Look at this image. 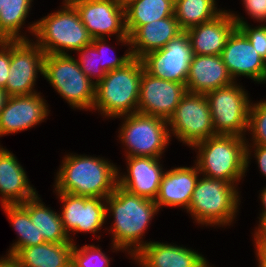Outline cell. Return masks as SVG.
<instances>
[{
    "instance_id": "40",
    "label": "cell",
    "mask_w": 266,
    "mask_h": 267,
    "mask_svg": "<svg viewBox=\"0 0 266 267\" xmlns=\"http://www.w3.org/2000/svg\"><path fill=\"white\" fill-rule=\"evenodd\" d=\"M261 202L263 205V209H262V214H260V221H259V226L255 232V234L266 224V187L264 188V190L261 192Z\"/></svg>"
},
{
    "instance_id": "7",
    "label": "cell",
    "mask_w": 266,
    "mask_h": 267,
    "mask_svg": "<svg viewBox=\"0 0 266 267\" xmlns=\"http://www.w3.org/2000/svg\"><path fill=\"white\" fill-rule=\"evenodd\" d=\"M43 76L73 108L93 109L95 84L69 54L45 55Z\"/></svg>"
},
{
    "instance_id": "37",
    "label": "cell",
    "mask_w": 266,
    "mask_h": 267,
    "mask_svg": "<svg viewBox=\"0 0 266 267\" xmlns=\"http://www.w3.org/2000/svg\"><path fill=\"white\" fill-rule=\"evenodd\" d=\"M243 4L253 19L266 22V0H246Z\"/></svg>"
},
{
    "instance_id": "5",
    "label": "cell",
    "mask_w": 266,
    "mask_h": 267,
    "mask_svg": "<svg viewBox=\"0 0 266 267\" xmlns=\"http://www.w3.org/2000/svg\"><path fill=\"white\" fill-rule=\"evenodd\" d=\"M64 1L63 9L45 16L29 27L37 38L36 44L45 55L68 54L65 49L78 52L92 42L78 11L68 0Z\"/></svg>"
},
{
    "instance_id": "29",
    "label": "cell",
    "mask_w": 266,
    "mask_h": 267,
    "mask_svg": "<svg viewBox=\"0 0 266 267\" xmlns=\"http://www.w3.org/2000/svg\"><path fill=\"white\" fill-rule=\"evenodd\" d=\"M19 240L12 245L7 255H15L21 248L42 244L45 240H38V230L32 224L28 211L21 204L2 205Z\"/></svg>"
},
{
    "instance_id": "23",
    "label": "cell",
    "mask_w": 266,
    "mask_h": 267,
    "mask_svg": "<svg viewBox=\"0 0 266 267\" xmlns=\"http://www.w3.org/2000/svg\"><path fill=\"white\" fill-rule=\"evenodd\" d=\"M0 194L2 205L22 204L37 194L14 154L1 147Z\"/></svg>"
},
{
    "instance_id": "39",
    "label": "cell",
    "mask_w": 266,
    "mask_h": 267,
    "mask_svg": "<svg viewBox=\"0 0 266 267\" xmlns=\"http://www.w3.org/2000/svg\"><path fill=\"white\" fill-rule=\"evenodd\" d=\"M254 236L256 252L266 255V224Z\"/></svg>"
},
{
    "instance_id": "20",
    "label": "cell",
    "mask_w": 266,
    "mask_h": 267,
    "mask_svg": "<svg viewBox=\"0 0 266 267\" xmlns=\"http://www.w3.org/2000/svg\"><path fill=\"white\" fill-rule=\"evenodd\" d=\"M235 82L227 71L221 55H193L186 79V90L191 93L208 92Z\"/></svg>"
},
{
    "instance_id": "31",
    "label": "cell",
    "mask_w": 266,
    "mask_h": 267,
    "mask_svg": "<svg viewBox=\"0 0 266 267\" xmlns=\"http://www.w3.org/2000/svg\"><path fill=\"white\" fill-rule=\"evenodd\" d=\"M110 262L101 249L95 245L77 248L73 244L72 267H109Z\"/></svg>"
},
{
    "instance_id": "27",
    "label": "cell",
    "mask_w": 266,
    "mask_h": 267,
    "mask_svg": "<svg viewBox=\"0 0 266 267\" xmlns=\"http://www.w3.org/2000/svg\"><path fill=\"white\" fill-rule=\"evenodd\" d=\"M175 0H136L125 9V26L129 37L142 25L174 16Z\"/></svg>"
},
{
    "instance_id": "41",
    "label": "cell",
    "mask_w": 266,
    "mask_h": 267,
    "mask_svg": "<svg viewBox=\"0 0 266 267\" xmlns=\"http://www.w3.org/2000/svg\"><path fill=\"white\" fill-rule=\"evenodd\" d=\"M0 267H19V265L13 255H8L0 259Z\"/></svg>"
},
{
    "instance_id": "9",
    "label": "cell",
    "mask_w": 266,
    "mask_h": 267,
    "mask_svg": "<svg viewBox=\"0 0 266 267\" xmlns=\"http://www.w3.org/2000/svg\"><path fill=\"white\" fill-rule=\"evenodd\" d=\"M233 82L205 94L216 134L243 135L248 129L250 100L247 92Z\"/></svg>"
},
{
    "instance_id": "34",
    "label": "cell",
    "mask_w": 266,
    "mask_h": 267,
    "mask_svg": "<svg viewBox=\"0 0 266 267\" xmlns=\"http://www.w3.org/2000/svg\"><path fill=\"white\" fill-rule=\"evenodd\" d=\"M235 16L234 20L237 28L247 37L251 45L256 49L258 55L266 61V26L260 25L255 28H251L246 21L242 18Z\"/></svg>"
},
{
    "instance_id": "8",
    "label": "cell",
    "mask_w": 266,
    "mask_h": 267,
    "mask_svg": "<svg viewBox=\"0 0 266 267\" xmlns=\"http://www.w3.org/2000/svg\"><path fill=\"white\" fill-rule=\"evenodd\" d=\"M123 119L119 139L127 147L126 157H161L171 137L167 120L138 112Z\"/></svg>"
},
{
    "instance_id": "35",
    "label": "cell",
    "mask_w": 266,
    "mask_h": 267,
    "mask_svg": "<svg viewBox=\"0 0 266 267\" xmlns=\"http://www.w3.org/2000/svg\"><path fill=\"white\" fill-rule=\"evenodd\" d=\"M106 38H95L92 39L91 44L96 48L98 54L100 55V59H101V68L107 73L110 72L112 70H115L117 68H121L123 67L125 64H127L132 58V53L130 51V48H128V52L126 54H124V56L122 57H115V58H110L108 59L106 57V50L108 48H110L109 46H106V42H105ZM108 51V50H107ZM105 53V54H104ZM107 59H105V57ZM104 57V58H102Z\"/></svg>"
},
{
    "instance_id": "26",
    "label": "cell",
    "mask_w": 266,
    "mask_h": 267,
    "mask_svg": "<svg viewBox=\"0 0 266 267\" xmlns=\"http://www.w3.org/2000/svg\"><path fill=\"white\" fill-rule=\"evenodd\" d=\"M29 213L32 224L38 230V240L48 243H73L65 232L60 214L46 207L36 194L21 204Z\"/></svg>"
},
{
    "instance_id": "21",
    "label": "cell",
    "mask_w": 266,
    "mask_h": 267,
    "mask_svg": "<svg viewBox=\"0 0 266 267\" xmlns=\"http://www.w3.org/2000/svg\"><path fill=\"white\" fill-rule=\"evenodd\" d=\"M133 259L142 267H212L194 250L151 241Z\"/></svg>"
},
{
    "instance_id": "16",
    "label": "cell",
    "mask_w": 266,
    "mask_h": 267,
    "mask_svg": "<svg viewBox=\"0 0 266 267\" xmlns=\"http://www.w3.org/2000/svg\"><path fill=\"white\" fill-rule=\"evenodd\" d=\"M221 58L228 73L235 77L247 76L256 82L266 81V61L257 53L247 37L236 27L229 35Z\"/></svg>"
},
{
    "instance_id": "24",
    "label": "cell",
    "mask_w": 266,
    "mask_h": 267,
    "mask_svg": "<svg viewBox=\"0 0 266 267\" xmlns=\"http://www.w3.org/2000/svg\"><path fill=\"white\" fill-rule=\"evenodd\" d=\"M182 32L175 16L142 25L130 36L132 56L141 59L150 52L160 50Z\"/></svg>"
},
{
    "instance_id": "10",
    "label": "cell",
    "mask_w": 266,
    "mask_h": 267,
    "mask_svg": "<svg viewBox=\"0 0 266 267\" xmlns=\"http://www.w3.org/2000/svg\"><path fill=\"white\" fill-rule=\"evenodd\" d=\"M167 122L171 127L169 131H172L169 134H174L190 147L217 135L205 94L187 91Z\"/></svg>"
},
{
    "instance_id": "30",
    "label": "cell",
    "mask_w": 266,
    "mask_h": 267,
    "mask_svg": "<svg viewBox=\"0 0 266 267\" xmlns=\"http://www.w3.org/2000/svg\"><path fill=\"white\" fill-rule=\"evenodd\" d=\"M33 0H5L0 11V40H27L19 32ZM24 22V23H23Z\"/></svg>"
},
{
    "instance_id": "11",
    "label": "cell",
    "mask_w": 266,
    "mask_h": 267,
    "mask_svg": "<svg viewBox=\"0 0 266 267\" xmlns=\"http://www.w3.org/2000/svg\"><path fill=\"white\" fill-rule=\"evenodd\" d=\"M78 11L92 39L118 34L121 43L130 45L125 26V9L117 0H68Z\"/></svg>"
},
{
    "instance_id": "14",
    "label": "cell",
    "mask_w": 266,
    "mask_h": 267,
    "mask_svg": "<svg viewBox=\"0 0 266 267\" xmlns=\"http://www.w3.org/2000/svg\"><path fill=\"white\" fill-rule=\"evenodd\" d=\"M186 92L185 84L157 78L143 70L137 112L168 121Z\"/></svg>"
},
{
    "instance_id": "17",
    "label": "cell",
    "mask_w": 266,
    "mask_h": 267,
    "mask_svg": "<svg viewBox=\"0 0 266 267\" xmlns=\"http://www.w3.org/2000/svg\"><path fill=\"white\" fill-rule=\"evenodd\" d=\"M46 102L39 93L9 96L0 113V136L31 128L49 115Z\"/></svg>"
},
{
    "instance_id": "12",
    "label": "cell",
    "mask_w": 266,
    "mask_h": 267,
    "mask_svg": "<svg viewBox=\"0 0 266 267\" xmlns=\"http://www.w3.org/2000/svg\"><path fill=\"white\" fill-rule=\"evenodd\" d=\"M45 53L36 44L27 40H11V60L5 91L9 96L36 93L33 87L37 72L43 74Z\"/></svg>"
},
{
    "instance_id": "42",
    "label": "cell",
    "mask_w": 266,
    "mask_h": 267,
    "mask_svg": "<svg viewBox=\"0 0 266 267\" xmlns=\"http://www.w3.org/2000/svg\"><path fill=\"white\" fill-rule=\"evenodd\" d=\"M9 95L4 88L0 87V113L3 110Z\"/></svg>"
},
{
    "instance_id": "36",
    "label": "cell",
    "mask_w": 266,
    "mask_h": 267,
    "mask_svg": "<svg viewBox=\"0 0 266 267\" xmlns=\"http://www.w3.org/2000/svg\"><path fill=\"white\" fill-rule=\"evenodd\" d=\"M11 60V40H0V87L5 88Z\"/></svg>"
},
{
    "instance_id": "13",
    "label": "cell",
    "mask_w": 266,
    "mask_h": 267,
    "mask_svg": "<svg viewBox=\"0 0 266 267\" xmlns=\"http://www.w3.org/2000/svg\"><path fill=\"white\" fill-rule=\"evenodd\" d=\"M193 52L186 31L173 38L160 50L141 58L144 70L154 77L186 83Z\"/></svg>"
},
{
    "instance_id": "2",
    "label": "cell",
    "mask_w": 266,
    "mask_h": 267,
    "mask_svg": "<svg viewBox=\"0 0 266 267\" xmlns=\"http://www.w3.org/2000/svg\"><path fill=\"white\" fill-rule=\"evenodd\" d=\"M118 172L113 163L103 158L66 155L54 187L57 192L106 199L118 185Z\"/></svg>"
},
{
    "instance_id": "44",
    "label": "cell",
    "mask_w": 266,
    "mask_h": 267,
    "mask_svg": "<svg viewBox=\"0 0 266 267\" xmlns=\"http://www.w3.org/2000/svg\"><path fill=\"white\" fill-rule=\"evenodd\" d=\"M136 0H117V2L123 7L125 8L127 5H129L130 3L134 2Z\"/></svg>"
},
{
    "instance_id": "43",
    "label": "cell",
    "mask_w": 266,
    "mask_h": 267,
    "mask_svg": "<svg viewBox=\"0 0 266 267\" xmlns=\"http://www.w3.org/2000/svg\"><path fill=\"white\" fill-rule=\"evenodd\" d=\"M256 255L258 257V267H266V255L260 254L256 252Z\"/></svg>"
},
{
    "instance_id": "45",
    "label": "cell",
    "mask_w": 266,
    "mask_h": 267,
    "mask_svg": "<svg viewBox=\"0 0 266 267\" xmlns=\"http://www.w3.org/2000/svg\"><path fill=\"white\" fill-rule=\"evenodd\" d=\"M4 1L5 0H0V11H1L2 6H4Z\"/></svg>"
},
{
    "instance_id": "33",
    "label": "cell",
    "mask_w": 266,
    "mask_h": 267,
    "mask_svg": "<svg viewBox=\"0 0 266 267\" xmlns=\"http://www.w3.org/2000/svg\"><path fill=\"white\" fill-rule=\"evenodd\" d=\"M78 51L81 53L80 59H77L80 69L94 84H97L105 77L106 72L101 68V59L96 48L89 44ZM92 76L97 77L95 82L92 80L94 78Z\"/></svg>"
},
{
    "instance_id": "32",
    "label": "cell",
    "mask_w": 266,
    "mask_h": 267,
    "mask_svg": "<svg viewBox=\"0 0 266 267\" xmlns=\"http://www.w3.org/2000/svg\"><path fill=\"white\" fill-rule=\"evenodd\" d=\"M251 131L253 144L266 146V101L250 104L248 132Z\"/></svg>"
},
{
    "instance_id": "6",
    "label": "cell",
    "mask_w": 266,
    "mask_h": 267,
    "mask_svg": "<svg viewBox=\"0 0 266 267\" xmlns=\"http://www.w3.org/2000/svg\"><path fill=\"white\" fill-rule=\"evenodd\" d=\"M235 186L205 176L198 179L187 212L202 225L231 224L240 201Z\"/></svg>"
},
{
    "instance_id": "19",
    "label": "cell",
    "mask_w": 266,
    "mask_h": 267,
    "mask_svg": "<svg viewBox=\"0 0 266 267\" xmlns=\"http://www.w3.org/2000/svg\"><path fill=\"white\" fill-rule=\"evenodd\" d=\"M236 27L233 13L223 10L214 19L186 30L193 55H221L229 35Z\"/></svg>"
},
{
    "instance_id": "18",
    "label": "cell",
    "mask_w": 266,
    "mask_h": 267,
    "mask_svg": "<svg viewBox=\"0 0 266 267\" xmlns=\"http://www.w3.org/2000/svg\"><path fill=\"white\" fill-rule=\"evenodd\" d=\"M128 174L118 175V186L127 192L151 200L157 198L164 171L159 158L126 157Z\"/></svg>"
},
{
    "instance_id": "4",
    "label": "cell",
    "mask_w": 266,
    "mask_h": 267,
    "mask_svg": "<svg viewBox=\"0 0 266 267\" xmlns=\"http://www.w3.org/2000/svg\"><path fill=\"white\" fill-rule=\"evenodd\" d=\"M143 70L141 59L133 57L123 67L107 72L95 84L93 109L115 118L136 113Z\"/></svg>"
},
{
    "instance_id": "25",
    "label": "cell",
    "mask_w": 266,
    "mask_h": 267,
    "mask_svg": "<svg viewBox=\"0 0 266 267\" xmlns=\"http://www.w3.org/2000/svg\"><path fill=\"white\" fill-rule=\"evenodd\" d=\"M73 244L44 242L21 248L14 257L19 267H72Z\"/></svg>"
},
{
    "instance_id": "1",
    "label": "cell",
    "mask_w": 266,
    "mask_h": 267,
    "mask_svg": "<svg viewBox=\"0 0 266 267\" xmlns=\"http://www.w3.org/2000/svg\"><path fill=\"white\" fill-rule=\"evenodd\" d=\"M105 203L106 216L112 213L114 217V224L110 230L113 234L114 250L124 249L129 251L128 254L131 253V256H135L146 244L141 240L144 230L148 228L154 214L159 211L155 201L131 194L117 185L105 199Z\"/></svg>"
},
{
    "instance_id": "3",
    "label": "cell",
    "mask_w": 266,
    "mask_h": 267,
    "mask_svg": "<svg viewBox=\"0 0 266 267\" xmlns=\"http://www.w3.org/2000/svg\"><path fill=\"white\" fill-rule=\"evenodd\" d=\"M244 138L217 134L196 143L193 147L199 150L195 162L199 172L205 177L237 183L244 177L251 154Z\"/></svg>"
},
{
    "instance_id": "28",
    "label": "cell",
    "mask_w": 266,
    "mask_h": 267,
    "mask_svg": "<svg viewBox=\"0 0 266 267\" xmlns=\"http://www.w3.org/2000/svg\"><path fill=\"white\" fill-rule=\"evenodd\" d=\"M215 5V0H175L174 16L186 31L220 15L223 11H218Z\"/></svg>"
},
{
    "instance_id": "22",
    "label": "cell",
    "mask_w": 266,
    "mask_h": 267,
    "mask_svg": "<svg viewBox=\"0 0 266 267\" xmlns=\"http://www.w3.org/2000/svg\"><path fill=\"white\" fill-rule=\"evenodd\" d=\"M200 172L198 166L177 167L164 172L159 193L155 199L158 209L161 206H182L188 210Z\"/></svg>"
},
{
    "instance_id": "15",
    "label": "cell",
    "mask_w": 266,
    "mask_h": 267,
    "mask_svg": "<svg viewBox=\"0 0 266 267\" xmlns=\"http://www.w3.org/2000/svg\"><path fill=\"white\" fill-rule=\"evenodd\" d=\"M57 193L63 203L60 216L68 236H70V231L98 233L107 218L104 198L77 196L65 192Z\"/></svg>"
},
{
    "instance_id": "38",
    "label": "cell",
    "mask_w": 266,
    "mask_h": 267,
    "mask_svg": "<svg viewBox=\"0 0 266 267\" xmlns=\"http://www.w3.org/2000/svg\"><path fill=\"white\" fill-rule=\"evenodd\" d=\"M254 145V146H253ZM250 147H255V157L258 162V166L260 168L261 173L266 176V146L252 144Z\"/></svg>"
}]
</instances>
